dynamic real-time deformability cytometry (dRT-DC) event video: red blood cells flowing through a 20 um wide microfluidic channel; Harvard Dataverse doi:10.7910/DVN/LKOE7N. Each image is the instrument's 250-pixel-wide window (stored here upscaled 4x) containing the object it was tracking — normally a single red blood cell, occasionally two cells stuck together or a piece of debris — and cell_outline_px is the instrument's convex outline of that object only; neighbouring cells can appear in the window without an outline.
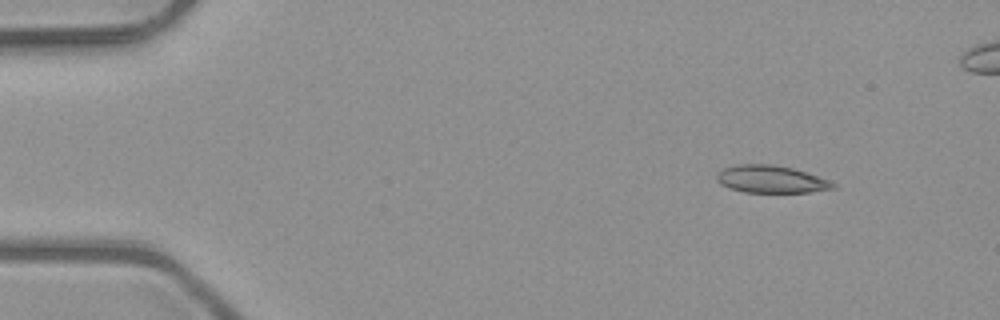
{"species": "common noctule bat (a hibernating species)", "species_latin": "Nyctalus noctula", "temperature_condition": "room temperature", "stored_images_in_passage": 11, "camera_frame_rate_fps": 3000, "um_per_image_px": 0.085, "animal": {"sex": "male", "body_mass_g": 23.1, "forearm_length_mm": 52.7}, "frame": {"image": 1, "passage_image": 1, "time_ms": 0.0, "image_size_px": [1000, 320], "cell_outline_px": [[836, 188], [808, 192], [744, 192], [728, 188], [720, 184], [716, 180], [716, 172], [724, 168], [740, 164], [772, 164], [792, 168], [828, 180], [836, 184]], "centroid_in_image_um": [65.48, 15.24], "position_along_channel_um": 19.5, "area_um2": 18.5}}